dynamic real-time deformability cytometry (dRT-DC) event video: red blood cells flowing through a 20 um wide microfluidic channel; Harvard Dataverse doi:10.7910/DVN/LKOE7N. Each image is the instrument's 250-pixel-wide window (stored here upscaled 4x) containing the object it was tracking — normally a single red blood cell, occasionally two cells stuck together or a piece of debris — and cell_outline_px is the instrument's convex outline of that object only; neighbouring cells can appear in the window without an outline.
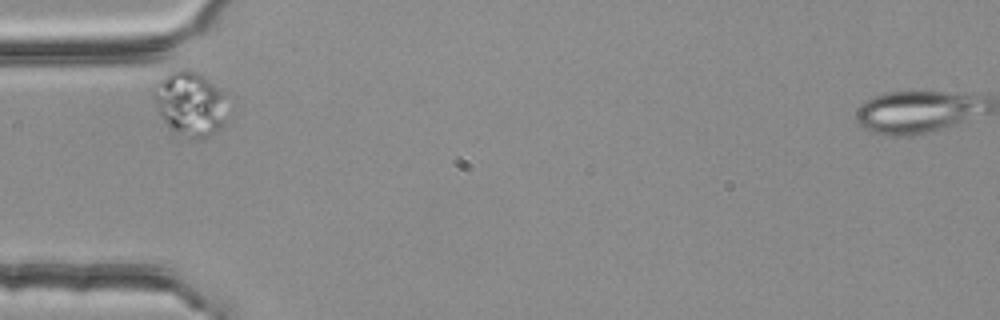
{"species": "common noctule bat (a hibernating species)", "species_latin": "Nyctalus noctula", "temperature_condition": "room temperature", "stored_images_in_passage": 1, "camera_frame_rate_fps": 3000, "um_per_image_px": 0.085, "animal": {"sex": "female", "body_mass_g": 25.1}, "frame": {"image": 1, "passage_image": 1, "time_ms": 0.0, "image_size_px": [1000, 320], "cell_outline_px": [[224, 124], [216, 132], [200, 140], [196, 140], [172, 128], [160, 116], [152, 96], [152, 92], [160, 80], [172, 72], [184, 68], [188, 68], [204, 76], [224, 92]], "centroid_in_image_um": [16.16, 8.8], "position_along_channel_um": 68.8, "area_um2": 27.05}}